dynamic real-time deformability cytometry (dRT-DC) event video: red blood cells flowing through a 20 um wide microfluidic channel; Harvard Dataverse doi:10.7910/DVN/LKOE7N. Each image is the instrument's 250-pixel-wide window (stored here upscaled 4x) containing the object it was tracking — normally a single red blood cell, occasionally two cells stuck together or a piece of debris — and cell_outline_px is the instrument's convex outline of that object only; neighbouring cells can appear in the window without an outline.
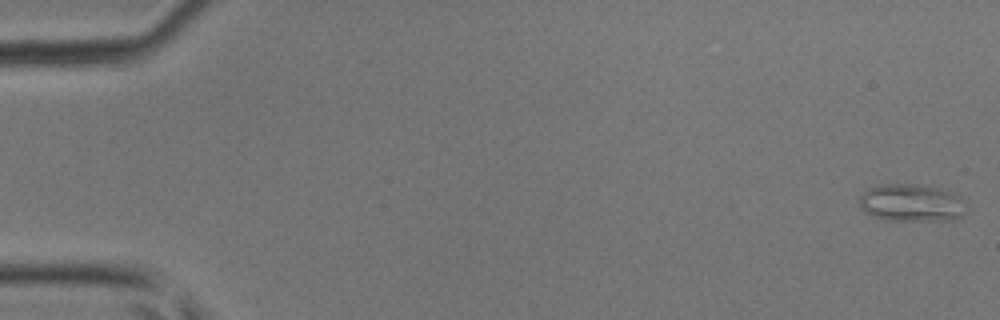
{"species": "common noctule bat (a hibernating species)", "species_latin": "Nyctalus noctula", "temperature_condition": "room temperature", "stored_images_in_passage": 12, "camera_frame_rate_fps": 3000, "um_per_image_px": 0.085, "animal": {"sex": "male", "body_mass_g": 17.9, "forearm_length_mm": 54.2}, "frame": {"image": 1, "passage_image": 1, "time_ms": 0.0, "image_size_px": [1000, 320], "cell_outline_px": [[964, 212], [956, 220], [888, 220], [872, 216], [864, 212], [860, 208], [856, 200], [868, 188], [876, 184], [912, 184], [936, 188], [960, 196]], "centroid_in_image_um": [77.36, 17.25], "position_along_channel_um": 7.6, "area_um2": 23.24}}